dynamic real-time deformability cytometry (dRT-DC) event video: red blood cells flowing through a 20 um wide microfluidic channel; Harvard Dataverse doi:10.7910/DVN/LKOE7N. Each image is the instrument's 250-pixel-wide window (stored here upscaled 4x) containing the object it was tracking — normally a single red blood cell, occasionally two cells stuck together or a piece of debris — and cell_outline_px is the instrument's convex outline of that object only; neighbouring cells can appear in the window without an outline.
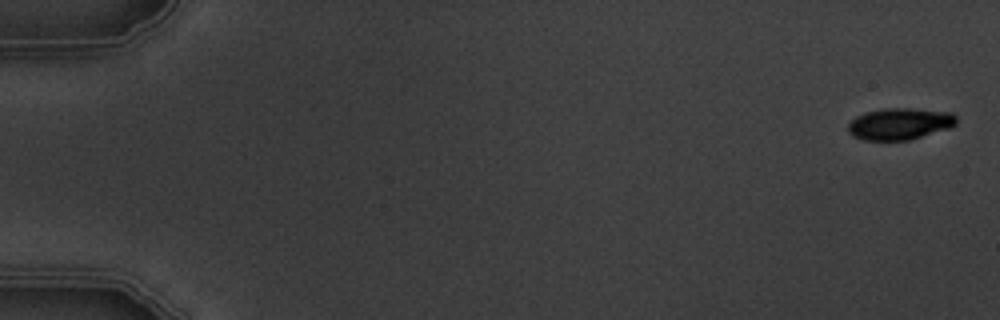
{"species": "common noctule bat (a hibernating species)", "species_latin": "Nyctalus noctula", "temperature_condition": "warm", "stored_images_in_passage": 5, "camera_frame_rate_fps": 3000, "um_per_image_px": 0.085, "animal": {"sex": "male", "body_mass_g": 19.5, "forearm_length_mm": 54.6}, "frame": {"image": 1, "passage_image": 1, "time_ms": 0.0, "image_size_px": [1000, 320], "cell_outline_px": [[956, 124], [948, 128], [908, 140], [864, 140], [852, 136], [848, 132], [848, 124], [856, 116], [864, 112], [884, 108], [912, 108], [952, 112], [956, 116]], "centroid_in_image_um": [76.45, 10.51], "position_along_channel_um": 8.5, "area_um2": 20.0}}
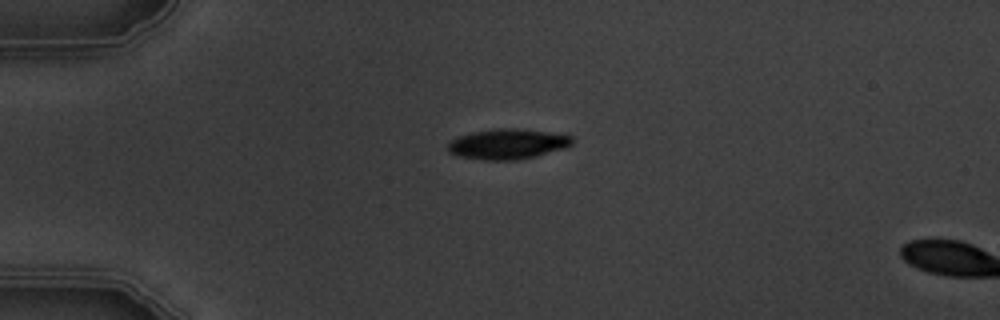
{"frame": {"image": 2, "passage_image": 4, "time_ms": 4.333, "image_size_px": [1000, 320], "cell_outline_px": [[572, 144], [564, 148], [536, 156], [520, 160], [480, 160], [456, 156], [448, 152], [448, 144], [452, 140], [460, 136], [472, 132], [496, 128], [516, 128], [572, 136]], "centroid_in_image_um": [43.1, 12.26], "position_along_channel_um": 41.9, "area_um2": 21.85}}